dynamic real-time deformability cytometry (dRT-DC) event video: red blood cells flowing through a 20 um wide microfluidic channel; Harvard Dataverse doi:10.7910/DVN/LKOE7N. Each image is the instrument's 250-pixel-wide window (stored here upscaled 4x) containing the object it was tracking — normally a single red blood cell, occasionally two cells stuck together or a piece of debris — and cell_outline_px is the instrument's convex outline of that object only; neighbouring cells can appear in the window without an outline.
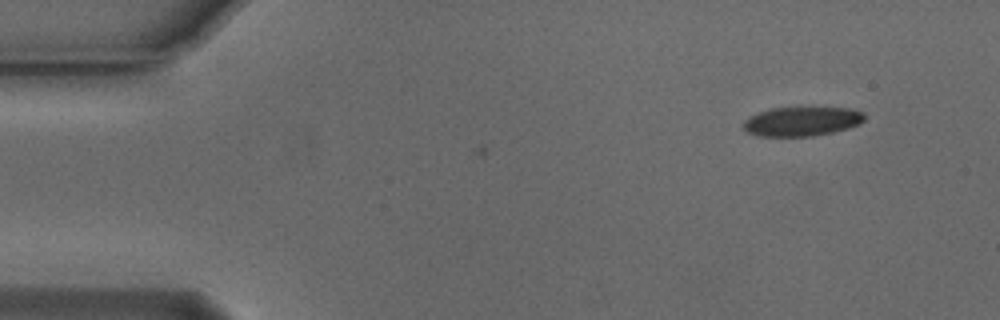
{"species": "Egyptian fruit bat (a non-hibernating species)", "species_latin": "Rousettus aegyptiacus", "temperature_condition": "cold", "stored_images_in_passage": 2, "camera_frame_rate_fps": 3000, "um_per_image_px": 0.085, "animal": {"sex": "male"}, "frame": {"image": 1, "passage_image": 2, "time_ms": 0.333, "image_size_px": [1000, 320], "cell_outline_px": [[864, 120], [860, 124], [848, 128], [832, 132], [812, 136], [760, 136], [748, 132], [744, 128], [744, 120], [748, 116], [772, 108], [848, 108], [864, 112]], "centroid_in_image_um": [68.16, 10.32], "position_along_channel_um": 16.8, "area_um2": 20.46}}